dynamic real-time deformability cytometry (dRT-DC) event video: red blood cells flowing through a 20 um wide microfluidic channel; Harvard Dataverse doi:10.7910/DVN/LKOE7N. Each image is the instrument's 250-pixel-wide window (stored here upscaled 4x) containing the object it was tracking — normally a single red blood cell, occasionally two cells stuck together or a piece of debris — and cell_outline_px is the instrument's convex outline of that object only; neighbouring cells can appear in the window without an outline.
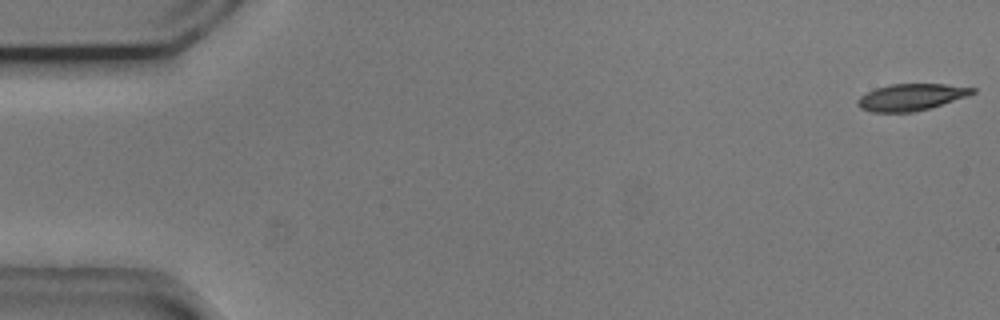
{"species": "common noctule bat (a hibernating species)", "species_latin": "Nyctalus noctula", "temperature_condition": "cold", "stored_images_in_passage": 14, "camera_frame_rate_fps": 3000, "um_per_image_px": 0.085, "animal": {"sex": "male", "body_mass_g": 20.5, "forearm_length_mm": 52.5}, "frame": {"image": 1, "passage_image": 1, "time_ms": 0.0, "image_size_px": [1000, 320], "cell_outline_px": [[976, 92], [968, 96], [928, 108], [912, 112], [872, 112], [860, 108], [856, 104], [856, 100], [860, 96], [876, 88], [892, 84], [944, 84], [976, 88]], "centroid_in_image_um": [77.43, 8.25], "position_along_channel_um": 7.6, "area_um2": 17.74}}
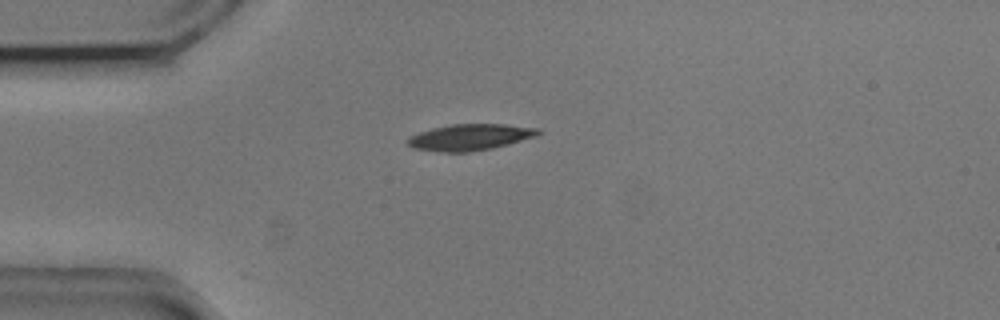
{"frame": {"image": 2, "passage_image": 14, "time_ms": 4.333, "image_size_px": [1000, 320], "cell_outline_px": [[544, 132], [536, 136], [508, 144], [492, 148], [468, 152], [444, 152], [412, 148], [404, 140], [408, 136], [432, 128], [452, 124], [504, 124], [540, 128]], "centroid_in_image_um": [39.95, 11.65], "position_along_channel_um": 45.1, "area_um2": 20.11}}